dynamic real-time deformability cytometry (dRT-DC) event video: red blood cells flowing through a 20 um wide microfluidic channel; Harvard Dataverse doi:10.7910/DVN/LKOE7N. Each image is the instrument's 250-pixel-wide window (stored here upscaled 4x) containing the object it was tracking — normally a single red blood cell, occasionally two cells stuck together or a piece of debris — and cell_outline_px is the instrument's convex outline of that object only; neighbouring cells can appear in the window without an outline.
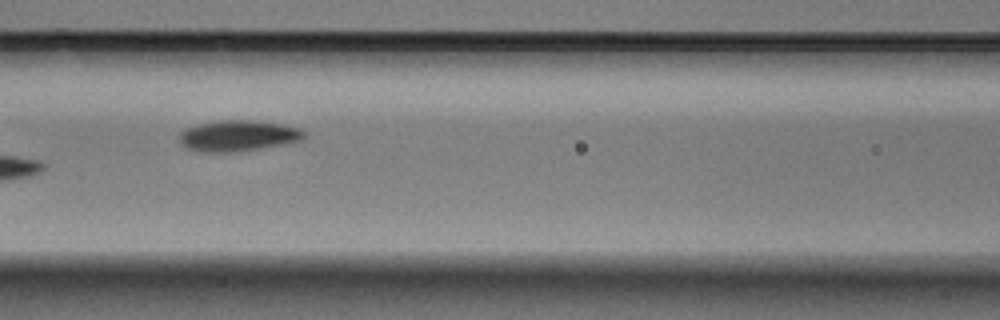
{"species": "Egyptian fruit bat (a non-hibernating species)", "species_latin": "Rousettus aegyptiacus", "temperature_condition": "warm", "stored_images_in_passage": 7, "camera_frame_rate_fps": 3000, "um_per_image_px": 0.085, "animal": {"sex": "male"}, "frame": {"image": 1, "passage_image": 5, "time_ms": 1.333, "image_size_px": [1000, 320], "cell_outline_px": [[308, 132], [300, 140], [240, 152], [196, 152], [184, 148], [180, 144], [180, 132], [184, 128], [216, 120], [260, 120], [284, 124]], "centroid_in_image_um": [20.18, 11.54], "position_along_channel_um": 146.4, "area_um2": 22.77}}
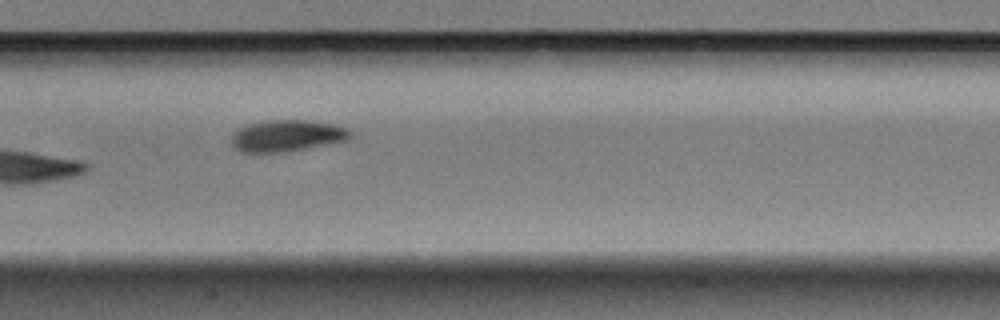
{"frame": {"image": 2, "passage_image": 6, "time_ms": 1.667, "image_size_px": [1000, 320], "cell_outline_px": [[352, 136], [348, 140], [288, 152], [240, 152], [232, 148], [232, 136], [236, 128], [248, 124], [264, 120], [308, 120], [332, 124], [344, 128], [352, 132]], "centroid_in_image_um": [24.35, 11.54], "position_along_channel_um": 183.1, "area_um2": 22.08}}
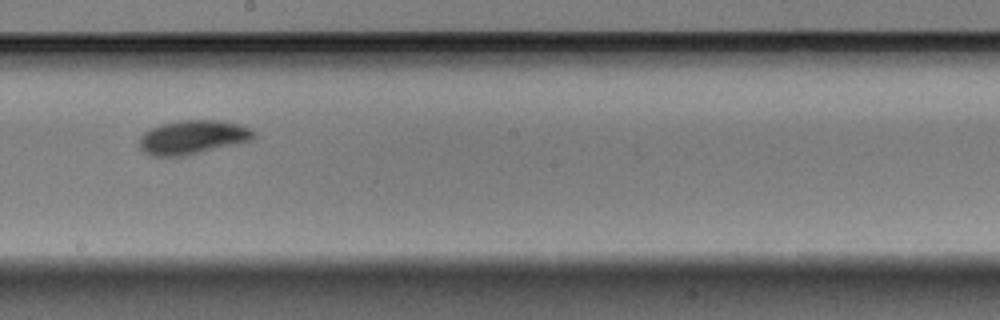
{"frame": {"image": 3, "passage_image": 7, "time_ms": 2.0, "image_size_px": [1000, 320], "cell_outline_px": [[256, 136], [252, 140], [236, 144], [184, 156], [152, 156], [144, 152], [140, 148], [140, 136], [144, 132], [160, 124], [180, 120], [220, 120], [240, 124], [256, 132]], "centroid_in_image_um": [16.39, 11.66], "position_along_channel_um": 231.8, "area_um2": 22.66}}